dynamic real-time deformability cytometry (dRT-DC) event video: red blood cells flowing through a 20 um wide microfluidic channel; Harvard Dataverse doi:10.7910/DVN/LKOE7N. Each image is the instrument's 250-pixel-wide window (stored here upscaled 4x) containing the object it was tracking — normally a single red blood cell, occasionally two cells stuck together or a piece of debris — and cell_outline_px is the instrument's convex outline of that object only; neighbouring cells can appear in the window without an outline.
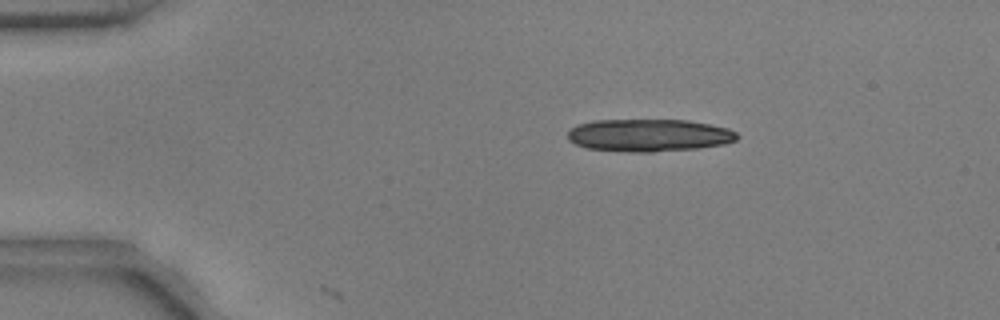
{"species": "common noctule bat (a hibernating species)", "species_latin": "Nyctalus noctula", "temperature_condition": "warm", "stored_images_in_passage": 23, "camera_frame_rate_fps": 3000, "um_per_image_px": 0.085, "animal": {"sex": "male", "body_mass_g": 17.9, "forearm_length_mm": 54.2}, "frame": {"image": 1, "passage_image": 7, "time_ms": 2.0, "image_size_px": [1000, 320], "cell_outline_px": [[736, 140], [720, 144], [692, 148], [592, 148], [576, 144], [568, 136], [568, 132], [572, 128], [580, 124], [600, 120], [680, 120], [704, 124], [724, 128], [736, 132]], "centroid_in_image_um": [55.15, 11.42], "position_along_channel_um": 29.8, "area_um2": 29.19}}